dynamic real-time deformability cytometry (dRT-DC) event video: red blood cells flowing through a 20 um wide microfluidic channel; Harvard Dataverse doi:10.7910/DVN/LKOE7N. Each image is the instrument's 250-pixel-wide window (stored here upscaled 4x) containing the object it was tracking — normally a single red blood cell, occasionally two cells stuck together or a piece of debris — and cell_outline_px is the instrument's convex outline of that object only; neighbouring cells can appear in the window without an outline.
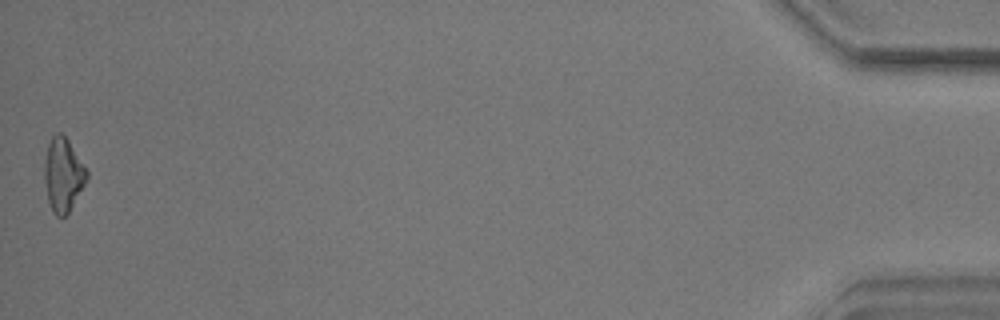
{"species": "common noctule bat (a hibernating species)", "species_latin": "Nyctalus noctula", "temperature_condition": "warm", "stored_images_in_passage": 49, "camera_frame_rate_fps": 3000, "um_per_image_px": 0.085, "animal": {"sex": "male", "body_mass_g": 17.9}, "frame": {"image": 1, "passage_image": 49, "time_ms": 16.0, "image_size_px": [1000, 320], "cell_outline_px": [[88, 176], [84, 184], [68, 212], [64, 216], [56, 216], [52, 212], [48, 200], [44, 180], [44, 160], [48, 144], [52, 136], [56, 132], [60, 132], [68, 140], [88, 172]], "centroid_in_image_um": [5.33, 14.84], "position_along_channel_um": 429.9, "area_um2": 17.86}, "authors_computed_cell_mechanics": {"area_um2": 18.207, "velocity_mm_per_s": 3.6102, "shape_relaxation_time_tau1_ms": 3.3636, "shape_relaxation_time_tau2_ms": null, "deformation_change_tau1": 0.1331, "deformation_change_tau2": null}}